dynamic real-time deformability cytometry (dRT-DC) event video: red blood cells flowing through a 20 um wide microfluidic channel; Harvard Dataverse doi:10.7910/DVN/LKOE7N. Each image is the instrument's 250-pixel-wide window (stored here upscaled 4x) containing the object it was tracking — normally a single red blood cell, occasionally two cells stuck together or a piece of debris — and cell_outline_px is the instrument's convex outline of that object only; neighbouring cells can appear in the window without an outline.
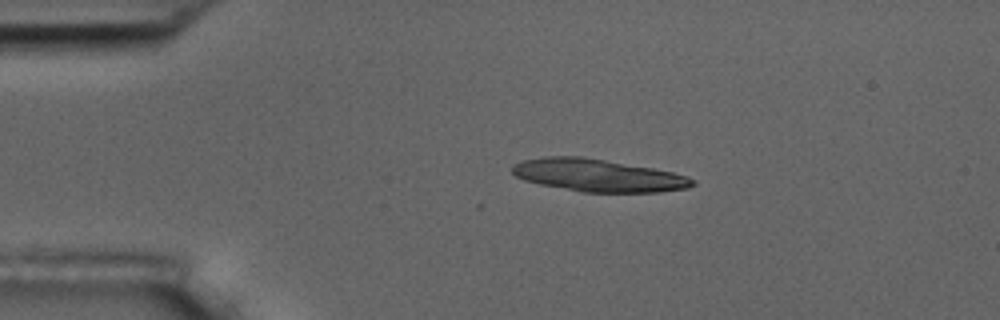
{"species": "common noctule bat (a hibernating species)", "species_latin": "Nyctalus noctula", "temperature_condition": "room temperature", "stored_images_in_passage": 8, "camera_frame_rate_fps": 3000, "um_per_image_px": 0.085, "animal": {"sex": "male", "body_mass_g": 17.5, "forearm_length_mm": 52.3}, "frame": {"image": 1, "passage_image": 2, "time_ms": 1.333, "image_size_px": [1000, 320], "cell_outline_px": [[696, 184], [688, 188], [660, 192], [584, 192], [540, 184], [524, 180], [516, 176], [512, 172], [512, 164], [520, 160], [540, 156], [584, 156], [652, 168], [672, 172], [688, 176], [696, 180]], "centroid_in_image_um": [50.82, 14.89], "position_along_channel_um": 34.2, "area_um2": 34.39}}
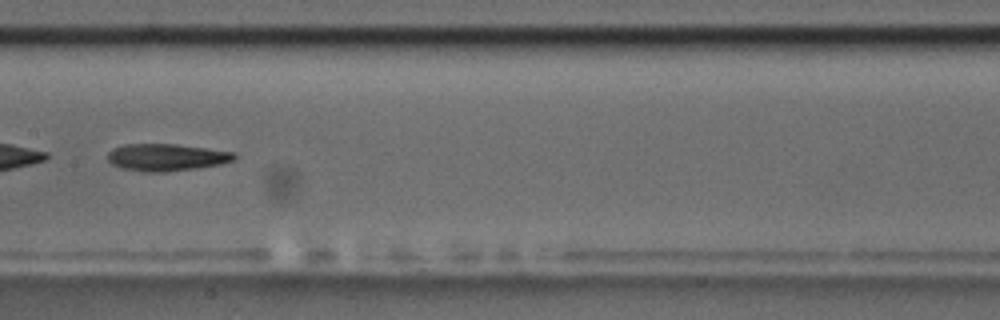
{"frame": {"image": 2, "passage_image": 7, "time_ms": 7.0, "image_size_px": [1000, 320], "cell_outline_px": [[236, 156], [232, 160], [220, 164], [196, 168], [168, 172], [140, 172], [120, 168], [112, 164], [108, 160], [108, 152], [112, 148], [124, 144], [176, 144], [236, 152]], "centroid_in_image_um": [14.1, 13.37], "position_along_channel_um": 193.3, "area_um2": 20.17}}
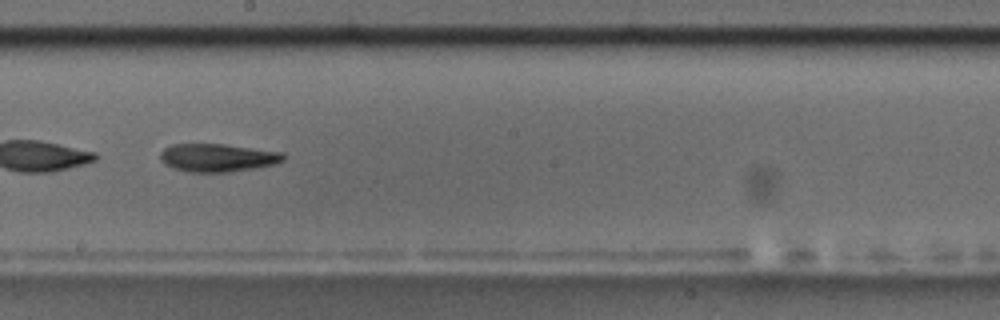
{"frame": {"image": 3, "passage_image": 8, "time_ms": 8.0, "image_size_px": [1000, 320], "cell_outline_px": [[284, 160], [276, 164], [256, 168], [228, 172], [188, 172], [172, 168], [164, 164], [160, 160], [160, 152], [164, 148], [172, 144], [224, 144], [284, 152]], "centroid_in_image_um": [18.48, 13.4], "position_along_channel_um": 229.7, "area_um2": 20.35}}